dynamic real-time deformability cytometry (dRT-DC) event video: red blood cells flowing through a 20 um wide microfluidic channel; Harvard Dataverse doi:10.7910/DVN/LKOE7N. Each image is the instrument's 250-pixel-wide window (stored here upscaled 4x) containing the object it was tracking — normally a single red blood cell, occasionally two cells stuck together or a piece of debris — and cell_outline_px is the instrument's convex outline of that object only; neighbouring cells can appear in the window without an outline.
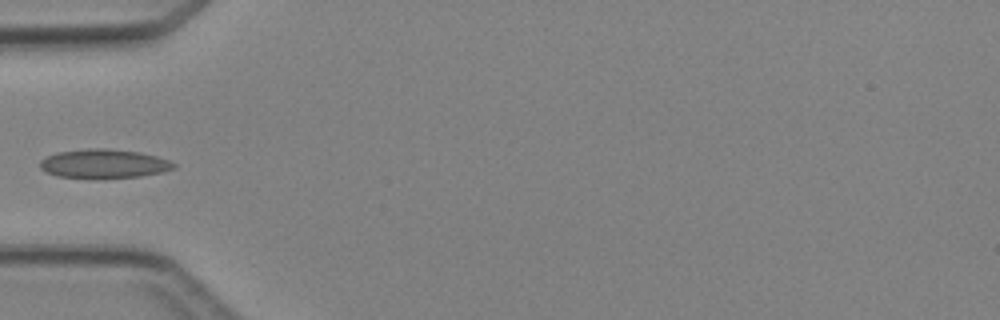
{"species": "Egyptian fruit bat (a non-hibernating species)", "species_latin": "Rousettus aegyptiacus", "temperature_condition": "cold", "stored_images_in_passage": 5, "camera_frame_rate_fps": 3000, "um_per_image_px": 0.085, "animal": {"sex": "female"}, "frame": {"image": 1, "passage_image": 5, "time_ms": 4.667, "image_size_px": [1000, 320], "cell_outline_px": [[176, 168], [160, 172], [140, 176], [100, 180], [56, 176], [44, 172], [40, 168], [40, 160], [56, 152], [88, 148], [104, 148], [136, 152], [156, 156], [168, 160], [176, 164]], "centroid_in_image_um": [8.77, 13.94], "position_along_channel_um": 76.2, "area_um2": 23.0}}